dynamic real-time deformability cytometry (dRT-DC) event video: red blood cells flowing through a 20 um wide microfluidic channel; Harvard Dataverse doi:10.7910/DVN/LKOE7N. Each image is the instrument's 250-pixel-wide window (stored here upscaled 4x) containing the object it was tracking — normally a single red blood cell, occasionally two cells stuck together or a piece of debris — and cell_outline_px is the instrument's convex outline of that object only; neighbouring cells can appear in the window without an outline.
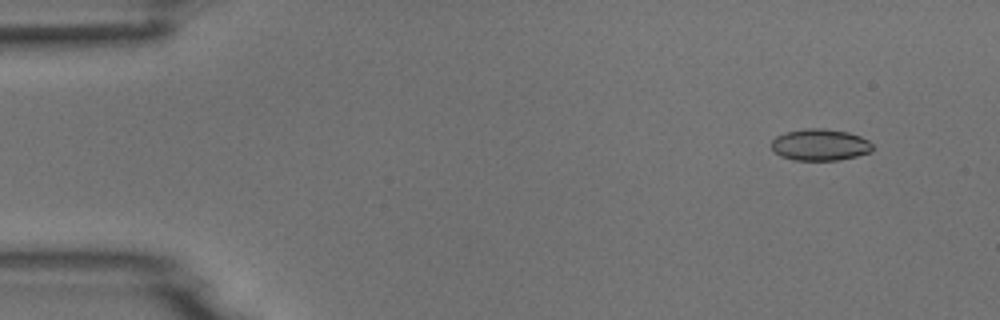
{"species": "common noctule bat (a hibernating species)", "species_latin": "Nyctalus noctula", "temperature_condition": "room temperature", "stored_images_in_passage": 53, "camera_frame_rate_fps": 3000, "um_per_image_px": 0.085, "animal": {"sex": "male", "body_mass_g": 18.8}, "frame": {"image": 1, "passage_image": 5, "time_ms": 1.333, "image_size_px": [1000, 320], "cell_outline_px": [[872, 152], [840, 160], [792, 160], [780, 156], [772, 148], [772, 140], [776, 136], [788, 132], [804, 128], [824, 128], [848, 132], [860, 136], [868, 140], [872, 144]], "centroid_in_image_um": [69.72, 12.31], "position_along_channel_um": 15.3, "area_um2": 18.67}}
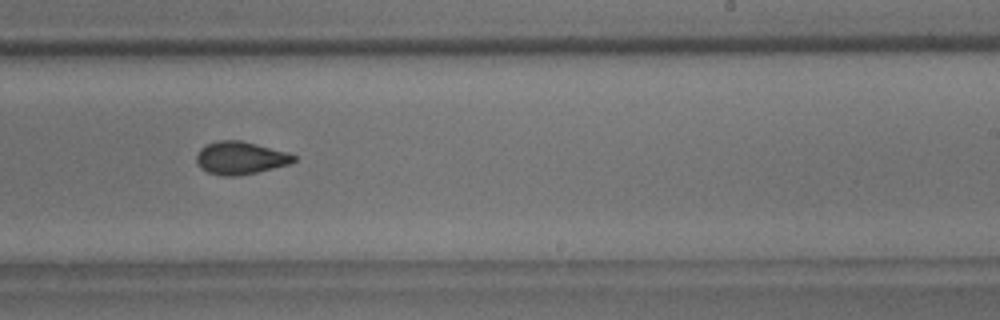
{"frame": {"image": 2, "passage_image": 33, "time_ms": 10.667, "image_size_px": [1000, 320], "cell_outline_px": [[296, 160], [292, 164], [256, 172], [236, 176], [224, 176], [208, 172], [200, 168], [196, 164], [196, 156], [200, 148], [208, 144], [220, 140], [240, 140], [288, 152], [296, 156]], "centroid_in_image_um": [20.44, 13.43], "position_along_channel_um": 268.6, "area_um2": 18.61}}
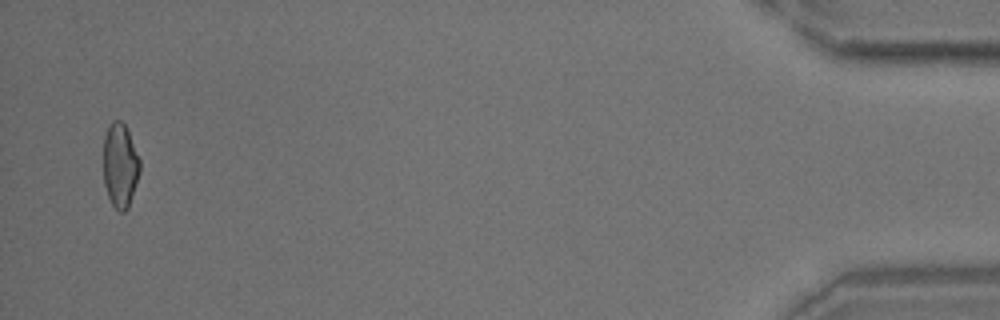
{"frame": {"image": 3, "passage_image": 52, "time_ms": 17.0, "image_size_px": [1000, 320], "cell_outline_px": [[140, 172], [128, 208], [124, 212], [120, 212], [112, 204], [108, 196], [104, 184], [104, 136], [112, 120], [120, 120], [124, 124], [128, 132], [140, 160]], "centroid_in_image_um": [10.21, 14.07], "position_along_channel_um": 425.0, "area_um2": 17.74}}